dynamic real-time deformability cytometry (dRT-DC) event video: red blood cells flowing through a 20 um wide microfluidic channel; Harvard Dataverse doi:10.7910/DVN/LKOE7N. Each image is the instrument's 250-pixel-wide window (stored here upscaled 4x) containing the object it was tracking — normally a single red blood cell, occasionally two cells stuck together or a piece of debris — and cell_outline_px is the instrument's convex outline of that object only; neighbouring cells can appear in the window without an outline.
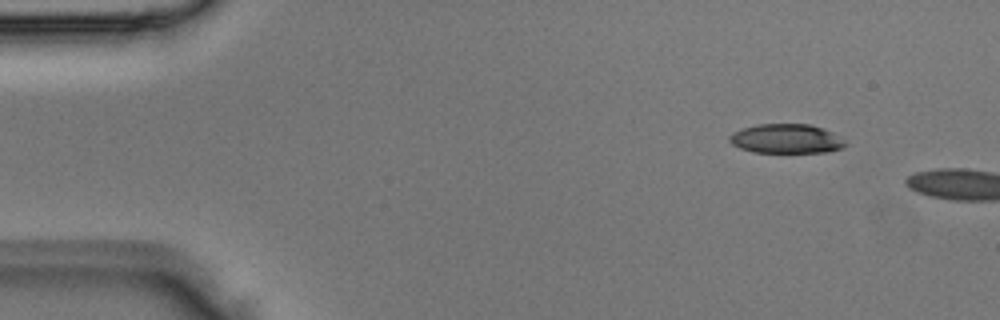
{"species": "Egyptian fruit bat (a non-hibernating species)", "species_latin": "Rousettus aegyptiacus", "temperature_condition": "room temperature", "stored_images_in_passage": 4, "camera_frame_rate_fps": 3000, "um_per_image_px": 0.085, "animal": {"sex": "male"}, "frame": {"image": 1, "passage_image": 1, "time_ms": 0.0, "image_size_px": [1000, 320], "cell_outline_px": [[848, 144], [844, 148], [828, 152], [752, 152], [740, 148], [732, 144], [728, 140], [728, 136], [732, 132], [756, 124], [808, 124], [824, 128], [832, 132], [844, 140]], "centroid_in_image_um": [66.84, 11.79], "position_along_channel_um": 18.2, "area_um2": 19.94}}